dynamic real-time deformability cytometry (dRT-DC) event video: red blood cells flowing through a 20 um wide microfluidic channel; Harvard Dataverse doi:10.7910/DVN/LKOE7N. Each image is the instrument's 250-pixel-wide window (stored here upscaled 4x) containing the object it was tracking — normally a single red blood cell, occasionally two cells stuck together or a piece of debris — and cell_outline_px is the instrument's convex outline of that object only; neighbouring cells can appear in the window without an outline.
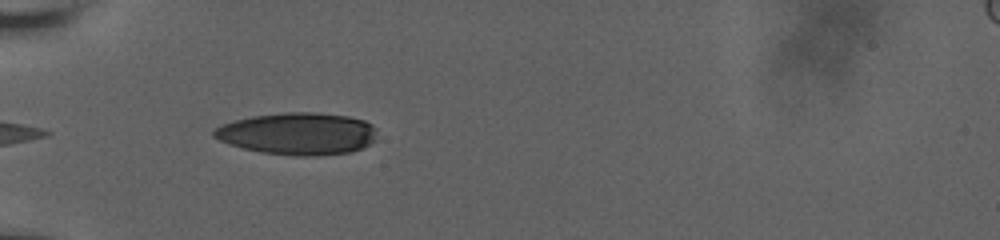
{"species": "human", "species_latin": "Homo sapiens", "temperature_condition": "room temperature", "stored_images_in_passage": 37, "camera_frame_rate_fps": 3000, "um_per_image_px": 0.085, "donor": {"sex": "male"}, "frame": {"image": 1, "passage_image": 2, "time_ms": 0.333, "image_size_px": [1000, 240], "cell_outline_px": [[376, 128], [372, 140], [364, 148], [348, 152], [316, 156], [292, 156], [260, 152], [244, 148], [220, 140], [212, 136], [212, 132], [220, 124], [252, 116], [284, 112], [316, 112], [348, 116], [364, 120], [372, 124]], "centroid_in_image_um": [25.3, 11.36], "position_along_channel_um": 59.7, "area_um2": 40.0}}
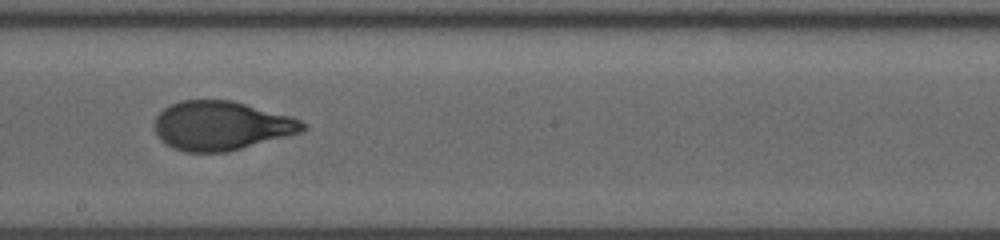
{"frame": {"image": 2, "passage_image": 17, "time_ms": 5.333, "image_size_px": [1000, 240], "cell_outline_px": [[308, 128], [300, 132], [228, 152], [188, 152], [172, 148], [160, 140], [156, 132], [156, 116], [164, 108], [180, 100], [232, 100], [292, 116], [300, 120]], "centroid_in_image_um": [18.81, 10.68], "position_along_channel_um": 229.4, "area_um2": 42.19}}
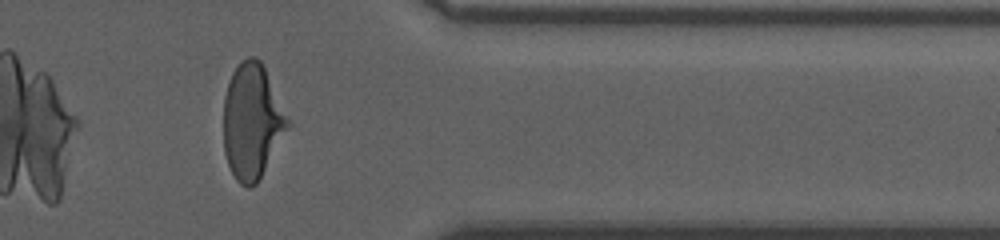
{"frame": {"image": 3, "passage_image": 31, "time_ms": 10.0, "image_size_px": [1000, 240], "cell_outline_px": [[292, 124], [256, 184], [252, 188], [248, 188], [240, 184], [236, 180], [228, 164], [224, 152], [224, 96], [232, 72], [248, 56], [256, 56], [260, 60]], "centroid_in_image_um": [21.43, 10.35], "position_along_channel_um": 390.0, "area_um2": 42.95}, "authors_computed_cell_mechanics": {"area_um2": 42.4252, "velocity_mm_per_s": 3.6574, "shape_relaxation_time_tau1_ms": 4.3295, "shape_relaxation_time_tau2_ms": null, "deformation_change_tau1": 0.2162, "deformation_change_tau2": null}}